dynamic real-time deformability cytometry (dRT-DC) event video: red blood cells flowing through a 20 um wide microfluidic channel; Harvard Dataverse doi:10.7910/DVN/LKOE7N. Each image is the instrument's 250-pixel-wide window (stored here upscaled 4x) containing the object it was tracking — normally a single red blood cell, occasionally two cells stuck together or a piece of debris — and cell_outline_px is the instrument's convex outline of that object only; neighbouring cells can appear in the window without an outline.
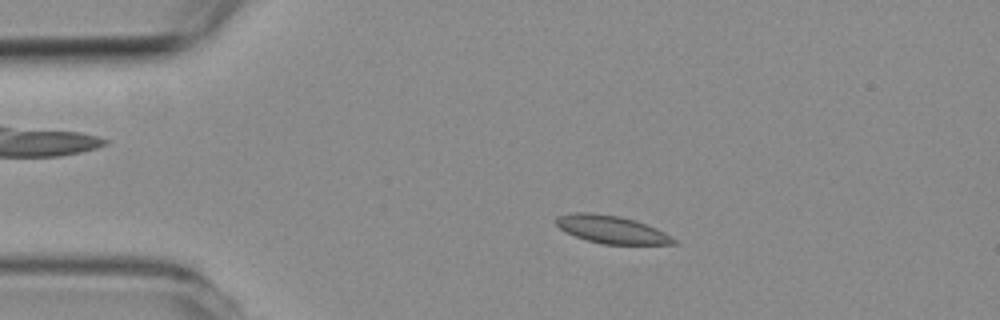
{"species": "common noctule bat (a hibernating species)", "species_latin": "Nyctalus noctula", "temperature_condition": "room temperature", "stored_images_in_passage": 3, "camera_frame_rate_fps": 3000, "um_per_image_px": 0.085, "animal": {"sex": "female", "body_mass_g": 19.3, "forearm_length_mm": 54.1}, "frame": {"image": 1, "passage_image": 2, "time_ms": 1.667, "image_size_px": [1000, 320], "cell_outline_px": [[680, 244], [604, 244], [588, 240], [576, 236], [560, 228], [556, 224], [556, 216], [572, 212], [588, 212], [620, 216], [636, 220], [656, 228], [664, 232], [676, 240]], "centroid_in_image_um": [51.99, 19.49], "position_along_channel_um": 33.0, "area_um2": 18.9}}